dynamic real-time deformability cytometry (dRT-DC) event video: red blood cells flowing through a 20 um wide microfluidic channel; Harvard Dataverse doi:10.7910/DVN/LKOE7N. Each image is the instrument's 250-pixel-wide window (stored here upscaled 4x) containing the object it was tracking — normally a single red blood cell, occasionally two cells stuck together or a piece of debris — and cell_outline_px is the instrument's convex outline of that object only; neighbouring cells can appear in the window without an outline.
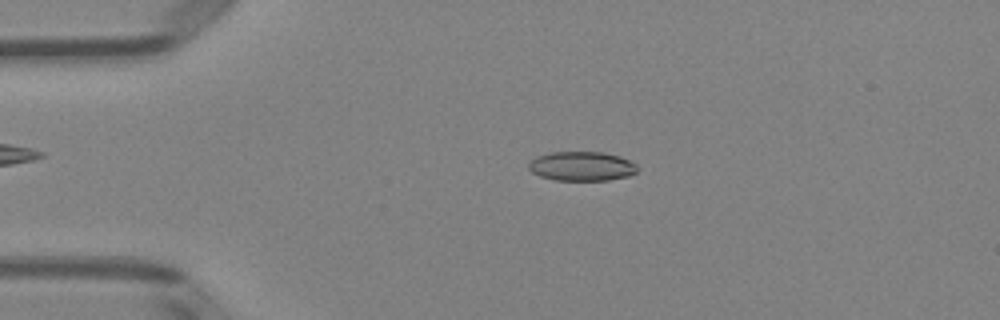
{"species": "Egyptian fruit bat (a non-hibernating species)", "species_latin": "Rousettus aegyptiacus", "temperature_condition": "room temperature", "stored_images_in_passage": 3, "camera_frame_rate_fps": 3000, "um_per_image_px": 0.085, "animal": {"sex": "female"}, "frame": {"image": 1, "passage_image": 2, "time_ms": 1.333, "image_size_px": [1000, 320], "cell_outline_px": [[636, 172], [628, 176], [608, 180], [556, 180], [540, 176], [532, 172], [528, 168], [528, 164], [536, 156], [552, 152], [604, 152], [620, 156], [636, 164]], "centroid_in_image_um": [49.43, 14.12], "position_along_channel_um": 35.6, "area_um2": 18.5}}